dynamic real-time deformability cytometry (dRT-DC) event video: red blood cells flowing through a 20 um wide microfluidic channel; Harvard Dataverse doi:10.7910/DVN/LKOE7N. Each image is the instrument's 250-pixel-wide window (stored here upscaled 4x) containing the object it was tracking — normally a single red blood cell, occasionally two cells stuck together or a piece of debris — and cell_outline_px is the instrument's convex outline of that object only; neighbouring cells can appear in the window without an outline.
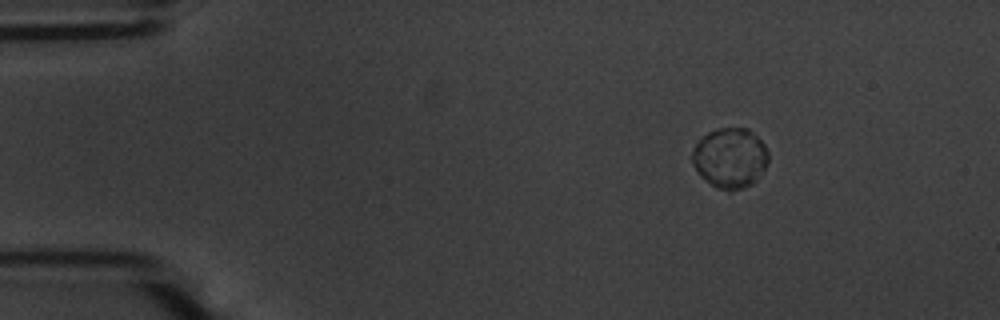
{"species": "common noctule bat (a hibernating species)", "species_latin": "Nyctalus noctula", "temperature_condition": "warm", "stored_images_in_passage": 26, "camera_frame_rate_fps": 3000, "um_per_image_px": 0.085, "animal": {"sex": "male", "body_mass_g": 20.1, "forearm_length_mm": 53.5}, "frame": {"image": 1, "passage_image": 1, "time_ms": 0.0, "image_size_px": [1000, 320], "cell_outline_px": [[768, 164], [756, 180], [752, 184], [732, 192], [728, 192], [716, 188], [700, 176], [692, 164], [692, 152], [696, 144], [708, 132], [716, 128], [748, 128], [764, 144], [768, 152]], "centroid_in_image_um": [62.05, 13.45], "position_along_channel_um": 22.9, "area_um2": 26.88}}
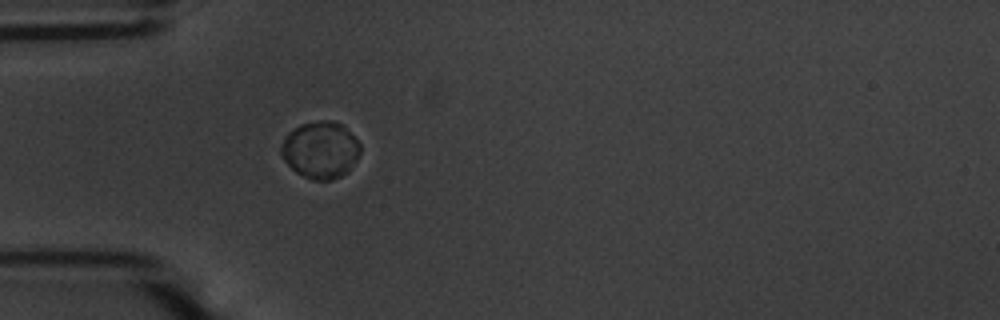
{"frame": {"image": 2, "passage_image": 10, "time_ms": 3.0, "image_size_px": [1000, 320], "cell_outline_px": [[360, 152], [356, 160], [348, 172], [332, 180], [312, 180], [296, 172], [284, 160], [280, 152], [280, 148], [284, 136], [288, 132], [300, 124], [320, 120], [336, 120], [360, 144]], "centroid_in_image_um": [27.21, 12.74], "position_along_channel_um": 57.8, "area_um2": 26.24}}